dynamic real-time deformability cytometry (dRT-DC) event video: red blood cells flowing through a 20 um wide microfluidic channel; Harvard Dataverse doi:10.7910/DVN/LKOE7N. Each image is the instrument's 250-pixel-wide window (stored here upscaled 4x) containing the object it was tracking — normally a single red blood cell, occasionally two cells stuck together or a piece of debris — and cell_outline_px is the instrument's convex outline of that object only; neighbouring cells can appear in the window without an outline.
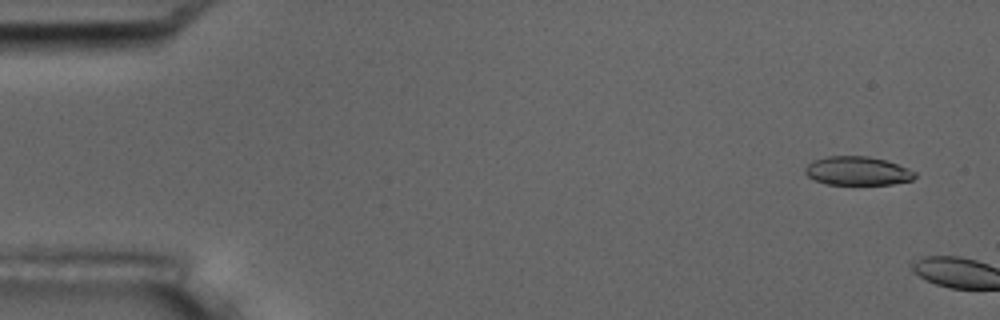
{"species": "common noctule bat (a hibernating species)", "species_latin": "Nyctalus noctula", "temperature_condition": "room temperature", "stored_images_in_passage": 2, "camera_frame_rate_fps": 3000, "um_per_image_px": 0.085, "animal": {"sex": "male", "body_mass_g": 17.5, "forearm_length_mm": 52.3}, "frame": {"image": 1, "passage_image": 1, "time_ms": 0.0, "image_size_px": [1000, 320], "cell_outline_px": [[916, 176], [912, 180], [892, 184], [828, 184], [816, 180], [808, 176], [804, 172], [804, 168], [812, 160], [828, 156], [868, 156], [884, 160], [896, 164], [916, 172]], "centroid_in_image_um": [72.86, 14.52], "position_along_channel_um": 12.1, "area_um2": 18.21}}